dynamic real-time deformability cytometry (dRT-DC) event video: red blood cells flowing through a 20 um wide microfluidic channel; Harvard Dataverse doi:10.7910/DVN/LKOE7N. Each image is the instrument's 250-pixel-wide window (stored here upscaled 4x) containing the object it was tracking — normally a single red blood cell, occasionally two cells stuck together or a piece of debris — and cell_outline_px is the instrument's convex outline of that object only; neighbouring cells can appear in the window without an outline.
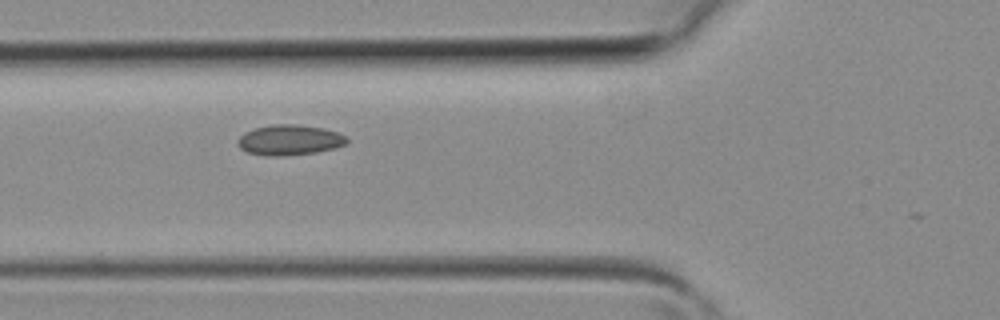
{"species": "common noctule bat (a hibernating species)", "species_latin": "Nyctalus noctula", "temperature_condition": "room temperature", "stored_images_in_passage": 4, "camera_frame_rate_fps": 3000, "um_per_image_px": 0.085, "animal": {"sex": "female", "body_mass_g": 19.3, "forearm_length_mm": 54.1}, "frame": {"image": 1, "passage_image": 3, "time_ms": 0.667, "image_size_px": [1000, 320], "cell_outline_px": [[348, 144], [336, 148], [316, 152], [276, 156], [272, 156], [248, 152], [240, 148], [236, 144], [236, 140], [244, 132], [256, 128], [272, 124], [296, 124], [324, 128], [340, 132], [348, 136]], "centroid_in_image_um": [24.66, 11.88], "position_along_channel_um": 101.1, "area_um2": 19.48}}
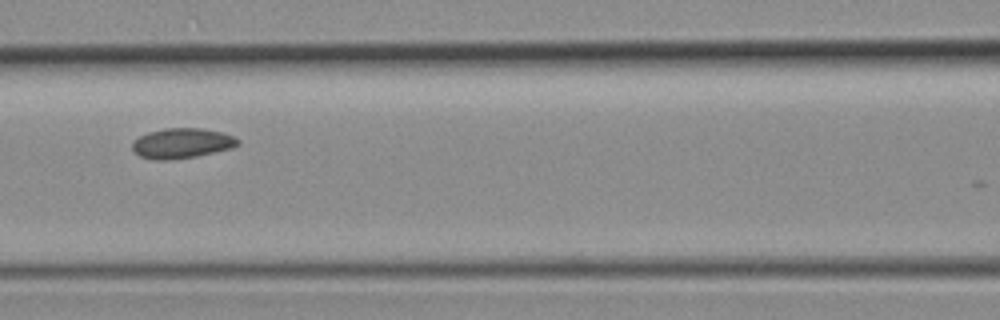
{"frame": {"image": 2, "passage_image": 4, "time_ms": 1.0, "image_size_px": [1000, 320], "cell_outline_px": [[240, 144], [232, 148], [196, 156], [176, 160], [152, 160], [140, 156], [132, 148], [132, 144], [140, 136], [148, 132], [164, 128], [200, 128], [220, 132], [232, 136], [240, 140]], "centroid_in_image_um": [15.46, 12.19], "position_along_channel_um": 151.1, "area_um2": 18.5}}